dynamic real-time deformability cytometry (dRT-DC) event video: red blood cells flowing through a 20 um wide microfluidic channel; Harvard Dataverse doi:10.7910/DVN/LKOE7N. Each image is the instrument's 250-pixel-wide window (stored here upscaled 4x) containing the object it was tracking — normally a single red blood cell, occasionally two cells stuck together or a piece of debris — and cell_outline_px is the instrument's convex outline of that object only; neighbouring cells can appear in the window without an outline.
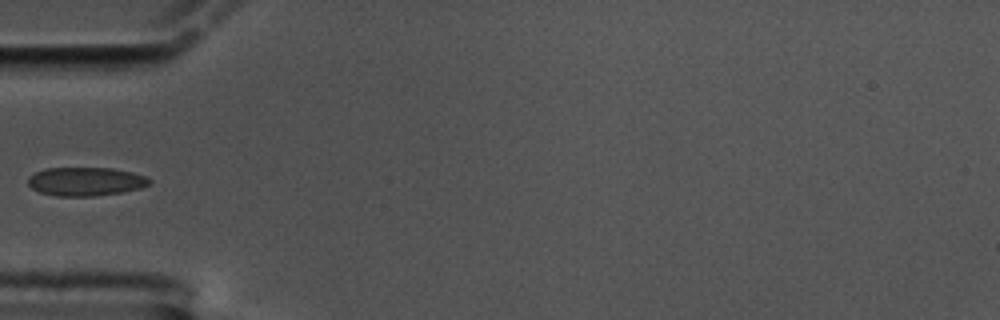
{"species": "common noctule bat (a hibernating species)", "species_latin": "Nyctalus noctula", "temperature_condition": "cold", "stored_images_in_passage": 41, "camera_frame_rate_fps": 3000, "um_per_image_px": 0.085, "animal": {"sex": "male", "body_mass_g": 17.5, "forearm_length_mm": 52.3}, "frame": {"image": 1, "passage_image": 1, "time_ms": 0.0, "image_size_px": [1000, 320], "cell_outline_px": [[152, 180], [148, 184], [140, 188], [124, 192], [96, 196], [56, 196], [40, 192], [32, 188], [28, 184], [28, 176], [44, 168], [112, 168], [132, 172], [144, 176]], "centroid_in_image_um": [7.27, 15.43], "position_along_channel_um": 77.7, "area_um2": 20.29}}
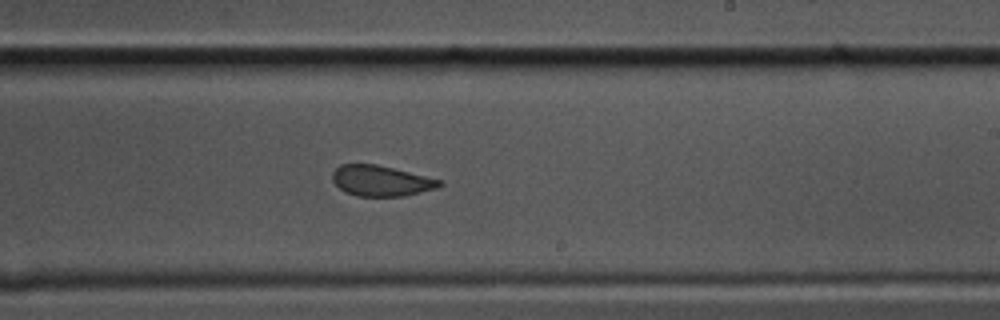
{"frame": {"image": 2, "passage_image": 17, "time_ms": 5.333, "image_size_px": [1000, 320], "cell_outline_px": [[444, 184], [436, 188], [404, 196], [356, 196], [344, 192], [332, 180], [332, 172], [340, 164], [376, 164], [444, 180]], "centroid_in_image_um": [32.39, 15.37], "position_along_channel_um": 256.6, "area_um2": 19.19}}
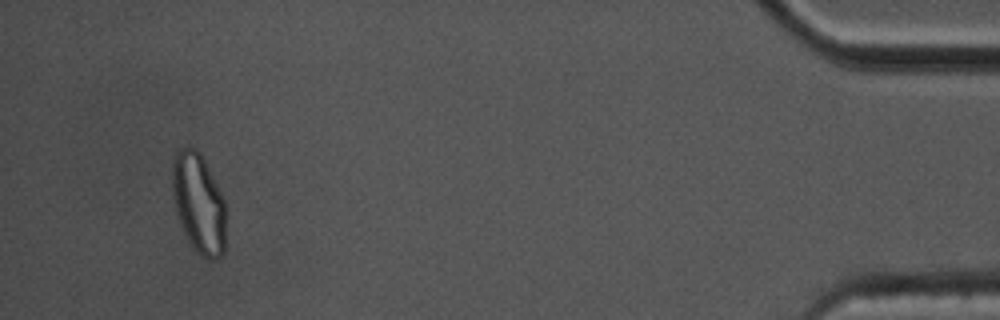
{"frame": {"image": 3, "passage_image": 38, "time_ms": 12.333, "image_size_px": [1000, 320], "cell_outline_px": [[228, 208], [224, 252], [216, 260], [208, 260], [200, 256], [192, 248], [184, 232], [176, 212], [172, 192], [172, 160], [176, 148], [188, 144], [196, 148], [200, 152]], "centroid_in_image_um": [16.9, 17.27], "position_along_channel_um": 418.3, "area_um2": 32.19}}